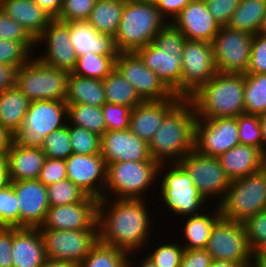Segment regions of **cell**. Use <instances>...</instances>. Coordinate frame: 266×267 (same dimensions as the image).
<instances>
[{"mask_svg":"<svg viewBox=\"0 0 266 267\" xmlns=\"http://www.w3.org/2000/svg\"><path fill=\"white\" fill-rule=\"evenodd\" d=\"M41 267H79V265L73 262L46 258Z\"/></svg>","mask_w":266,"mask_h":267,"instance_id":"cell-60","label":"cell"},{"mask_svg":"<svg viewBox=\"0 0 266 267\" xmlns=\"http://www.w3.org/2000/svg\"><path fill=\"white\" fill-rule=\"evenodd\" d=\"M97 0H63L56 19L63 22L87 21Z\"/></svg>","mask_w":266,"mask_h":267,"instance_id":"cell-46","label":"cell"},{"mask_svg":"<svg viewBox=\"0 0 266 267\" xmlns=\"http://www.w3.org/2000/svg\"><path fill=\"white\" fill-rule=\"evenodd\" d=\"M107 131L126 130L129 128L132 109L106 102L102 106Z\"/></svg>","mask_w":266,"mask_h":267,"instance_id":"cell-48","label":"cell"},{"mask_svg":"<svg viewBox=\"0 0 266 267\" xmlns=\"http://www.w3.org/2000/svg\"><path fill=\"white\" fill-rule=\"evenodd\" d=\"M0 39L22 42L28 49L36 42L15 20L0 9ZM31 46V47H30Z\"/></svg>","mask_w":266,"mask_h":267,"instance_id":"cell-49","label":"cell"},{"mask_svg":"<svg viewBox=\"0 0 266 267\" xmlns=\"http://www.w3.org/2000/svg\"><path fill=\"white\" fill-rule=\"evenodd\" d=\"M244 86L245 74L217 72L189 97L197 119L237 117L244 114Z\"/></svg>","mask_w":266,"mask_h":267,"instance_id":"cell-3","label":"cell"},{"mask_svg":"<svg viewBox=\"0 0 266 267\" xmlns=\"http://www.w3.org/2000/svg\"><path fill=\"white\" fill-rule=\"evenodd\" d=\"M253 35L221 25L211 42L217 72L246 74Z\"/></svg>","mask_w":266,"mask_h":267,"instance_id":"cell-11","label":"cell"},{"mask_svg":"<svg viewBox=\"0 0 266 267\" xmlns=\"http://www.w3.org/2000/svg\"><path fill=\"white\" fill-rule=\"evenodd\" d=\"M178 163L186 170L204 199L211 194L215 196L216 193L227 192L230 180L218 157L205 156L194 149Z\"/></svg>","mask_w":266,"mask_h":267,"instance_id":"cell-18","label":"cell"},{"mask_svg":"<svg viewBox=\"0 0 266 267\" xmlns=\"http://www.w3.org/2000/svg\"><path fill=\"white\" fill-rule=\"evenodd\" d=\"M172 23L187 40L212 42L220 24L209 13L204 0L189 3Z\"/></svg>","mask_w":266,"mask_h":267,"instance_id":"cell-23","label":"cell"},{"mask_svg":"<svg viewBox=\"0 0 266 267\" xmlns=\"http://www.w3.org/2000/svg\"><path fill=\"white\" fill-rule=\"evenodd\" d=\"M239 144L236 117L196 119L194 149L198 153L209 157H219Z\"/></svg>","mask_w":266,"mask_h":267,"instance_id":"cell-14","label":"cell"},{"mask_svg":"<svg viewBox=\"0 0 266 267\" xmlns=\"http://www.w3.org/2000/svg\"><path fill=\"white\" fill-rule=\"evenodd\" d=\"M154 251L148 258L156 267H179L185 249L174 244H165Z\"/></svg>","mask_w":266,"mask_h":267,"instance_id":"cell-50","label":"cell"},{"mask_svg":"<svg viewBox=\"0 0 266 267\" xmlns=\"http://www.w3.org/2000/svg\"><path fill=\"white\" fill-rule=\"evenodd\" d=\"M0 227L19 228V203L10 182L0 189Z\"/></svg>","mask_w":266,"mask_h":267,"instance_id":"cell-45","label":"cell"},{"mask_svg":"<svg viewBox=\"0 0 266 267\" xmlns=\"http://www.w3.org/2000/svg\"><path fill=\"white\" fill-rule=\"evenodd\" d=\"M73 153L94 155L101 152V136L79 126H68Z\"/></svg>","mask_w":266,"mask_h":267,"instance_id":"cell-41","label":"cell"},{"mask_svg":"<svg viewBox=\"0 0 266 267\" xmlns=\"http://www.w3.org/2000/svg\"><path fill=\"white\" fill-rule=\"evenodd\" d=\"M50 206L69 205L83 201L87 195L71 180L63 179L46 186Z\"/></svg>","mask_w":266,"mask_h":267,"instance_id":"cell-40","label":"cell"},{"mask_svg":"<svg viewBox=\"0 0 266 267\" xmlns=\"http://www.w3.org/2000/svg\"><path fill=\"white\" fill-rule=\"evenodd\" d=\"M0 9L36 41L53 19L33 0H0Z\"/></svg>","mask_w":266,"mask_h":267,"instance_id":"cell-29","label":"cell"},{"mask_svg":"<svg viewBox=\"0 0 266 267\" xmlns=\"http://www.w3.org/2000/svg\"><path fill=\"white\" fill-rule=\"evenodd\" d=\"M67 104L62 100L31 101L23 124L13 134V141L23 147L41 148L47 135L66 125Z\"/></svg>","mask_w":266,"mask_h":267,"instance_id":"cell-8","label":"cell"},{"mask_svg":"<svg viewBox=\"0 0 266 267\" xmlns=\"http://www.w3.org/2000/svg\"><path fill=\"white\" fill-rule=\"evenodd\" d=\"M47 39V55L39 60L43 63L72 73L77 63V54L71 44L70 22L52 19L36 42Z\"/></svg>","mask_w":266,"mask_h":267,"instance_id":"cell-20","label":"cell"},{"mask_svg":"<svg viewBox=\"0 0 266 267\" xmlns=\"http://www.w3.org/2000/svg\"><path fill=\"white\" fill-rule=\"evenodd\" d=\"M30 103L17 86L0 93V124L14 134L23 124Z\"/></svg>","mask_w":266,"mask_h":267,"instance_id":"cell-32","label":"cell"},{"mask_svg":"<svg viewBox=\"0 0 266 267\" xmlns=\"http://www.w3.org/2000/svg\"><path fill=\"white\" fill-rule=\"evenodd\" d=\"M258 257L264 262L266 263V249H264L259 255Z\"/></svg>","mask_w":266,"mask_h":267,"instance_id":"cell-67","label":"cell"},{"mask_svg":"<svg viewBox=\"0 0 266 267\" xmlns=\"http://www.w3.org/2000/svg\"><path fill=\"white\" fill-rule=\"evenodd\" d=\"M65 161L67 179L83 190L87 196L95 197L98 200L104 198L105 194L94 186L99 179L106 183L107 165L101 154L72 153Z\"/></svg>","mask_w":266,"mask_h":267,"instance_id":"cell-22","label":"cell"},{"mask_svg":"<svg viewBox=\"0 0 266 267\" xmlns=\"http://www.w3.org/2000/svg\"><path fill=\"white\" fill-rule=\"evenodd\" d=\"M29 50L22 42L0 39V63L9 64L15 68L28 62Z\"/></svg>","mask_w":266,"mask_h":267,"instance_id":"cell-47","label":"cell"},{"mask_svg":"<svg viewBox=\"0 0 266 267\" xmlns=\"http://www.w3.org/2000/svg\"><path fill=\"white\" fill-rule=\"evenodd\" d=\"M182 99L174 95L162 101H143L132 109L129 130L149 143L160 127L165 115Z\"/></svg>","mask_w":266,"mask_h":267,"instance_id":"cell-24","label":"cell"},{"mask_svg":"<svg viewBox=\"0 0 266 267\" xmlns=\"http://www.w3.org/2000/svg\"><path fill=\"white\" fill-rule=\"evenodd\" d=\"M253 259H255V263L249 267H266V263H264L258 256L253 257Z\"/></svg>","mask_w":266,"mask_h":267,"instance_id":"cell-65","label":"cell"},{"mask_svg":"<svg viewBox=\"0 0 266 267\" xmlns=\"http://www.w3.org/2000/svg\"><path fill=\"white\" fill-rule=\"evenodd\" d=\"M209 267H248L242 263H235L231 261L212 260Z\"/></svg>","mask_w":266,"mask_h":267,"instance_id":"cell-62","label":"cell"},{"mask_svg":"<svg viewBox=\"0 0 266 267\" xmlns=\"http://www.w3.org/2000/svg\"><path fill=\"white\" fill-rule=\"evenodd\" d=\"M245 113H266V73H246L244 86Z\"/></svg>","mask_w":266,"mask_h":267,"instance_id":"cell-35","label":"cell"},{"mask_svg":"<svg viewBox=\"0 0 266 267\" xmlns=\"http://www.w3.org/2000/svg\"><path fill=\"white\" fill-rule=\"evenodd\" d=\"M160 166L162 164L154 159L107 164L106 186L115 191L119 199H140V193L156 179Z\"/></svg>","mask_w":266,"mask_h":267,"instance_id":"cell-9","label":"cell"},{"mask_svg":"<svg viewBox=\"0 0 266 267\" xmlns=\"http://www.w3.org/2000/svg\"><path fill=\"white\" fill-rule=\"evenodd\" d=\"M205 250L212 260L242 263L248 267L251 265L249 259L254 255L247 241L243 222L222 217L214 224Z\"/></svg>","mask_w":266,"mask_h":267,"instance_id":"cell-10","label":"cell"},{"mask_svg":"<svg viewBox=\"0 0 266 267\" xmlns=\"http://www.w3.org/2000/svg\"><path fill=\"white\" fill-rule=\"evenodd\" d=\"M98 202L97 198L87 196L77 203L50 206L39 230H96Z\"/></svg>","mask_w":266,"mask_h":267,"instance_id":"cell-16","label":"cell"},{"mask_svg":"<svg viewBox=\"0 0 266 267\" xmlns=\"http://www.w3.org/2000/svg\"><path fill=\"white\" fill-rule=\"evenodd\" d=\"M211 255L205 249L185 250L179 267H209Z\"/></svg>","mask_w":266,"mask_h":267,"instance_id":"cell-55","label":"cell"},{"mask_svg":"<svg viewBox=\"0 0 266 267\" xmlns=\"http://www.w3.org/2000/svg\"><path fill=\"white\" fill-rule=\"evenodd\" d=\"M69 75V71L47 65L37 59L28 61L18 69L16 86L31 101H64Z\"/></svg>","mask_w":266,"mask_h":267,"instance_id":"cell-7","label":"cell"},{"mask_svg":"<svg viewBox=\"0 0 266 267\" xmlns=\"http://www.w3.org/2000/svg\"><path fill=\"white\" fill-rule=\"evenodd\" d=\"M5 160L9 181L36 180L46 155L41 148L23 147L12 141Z\"/></svg>","mask_w":266,"mask_h":267,"instance_id":"cell-26","label":"cell"},{"mask_svg":"<svg viewBox=\"0 0 266 267\" xmlns=\"http://www.w3.org/2000/svg\"><path fill=\"white\" fill-rule=\"evenodd\" d=\"M46 258L80 264L99 241L94 229L40 230Z\"/></svg>","mask_w":266,"mask_h":267,"instance_id":"cell-13","label":"cell"},{"mask_svg":"<svg viewBox=\"0 0 266 267\" xmlns=\"http://www.w3.org/2000/svg\"><path fill=\"white\" fill-rule=\"evenodd\" d=\"M126 251L98 241L79 267H127Z\"/></svg>","mask_w":266,"mask_h":267,"instance_id":"cell-39","label":"cell"},{"mask_svg":"<svg viewBox=\"0 0 266 267\" xmlns=\"http://www.w3.org/2000/svg\"><path fill=\"white\" fill-rule=\"evenodd\" d=\"M9 183L7 163L5 158H0V189Z\"/></svg>","mask_w":266,"mask_h":267,"instance_id":"cell-61","label":"cell"},{"mask_svg":"<svg viewBox=\"0 0 266 267\" xmlns=\"http://www.w3.org/2000/svg\"><path fill=\"white\" fill-rule=\"evenodd\" d=\"M105 198L98 202L99 241L129 253L142 246L149 230L144 202L141 199H117L104 217Z\"/></svg>","mask_w":266,"mask_h":267,"instance_id":"cell-1","label":"cell"},{"mask_svg":"<svg viewBox=\"0 0 266 267\" xmlns=\"http://www.w3.org/2000/svg\"><path fill=\"white\" fill-rule=\"evenodd\" d=\"M115 68L134 87L143 101H162L174 96L135 52H118Z\"/></svg>","mask_w":266,"mask_h":267,"instance_id":"cell-15","label":"cell"},{"mask_svg":"<svg viewBox=\"0 0 266 267\" xmlns=\"http://www.w3.org/2000/svg\"><path fill=\"white\" fill-rule=\"evenodd\" d=\"M124 0H97L87 22L99 33L114 37L121 21Z\"/></svg>","mask_w":266,"mask_h":267,"instance_id":"cell-33","label":"cell"},{"mask_svg":"<svg viewBox=\"0 0 266 267\" xmlns=\"http://www.w3.org/2000/svg\"><path fill=\"white\" fill-rule=\"evenodd\" d=\"M68 126L65 125L46 136L41 149L46 157L66 160L72 153Z\"/></svg>","mask_w":266,"mask_h":267,"instance_id":"cell-42","label":"cell"},{"mask_svg":"<svg viewBox=\"0 0 266 267\" xmlns=\"http://www.w3.org/2000/svg\"><path fill=\"white\" fill-rule=\"evenodd\" d=\"M247 241L255 256L266 249V210L247 218L244 222Z\"/></svg>","mask_w":266,"mask_h":267,"instance_id":"cell-44","label":"cell"},{"mask_svg":"<svg viewBox=\"0 0 266 267\" xmlns=\"http://www.w3.org/2000/svg\"><path fill=\"white\" fill-rule=\"evenodd\" d=\"M116 57L101 56L89 52L77 58L72 73L82 77L103 80L115 69Z\"/></svg>","mask_w":266,"mask_h":267,"instance_id":"cell-38","label":"cell"},{"mask_svg":"<svg viewBox=\"0 0 266 267\" xmlns=\"http://www.w3.org/2000/svg\"><path fill=\"white\" fill-rule=\"evenodd\" d=\"M71 44L77 56L94 53L101 56H117L114 37L96 31L87 21L70 22Z\"/></svg>","mask_w":266,"mask_h":267,"instance_id":"cell-28","label":"cell"},{"mask_svg":"<svg viewBox=\"0 0 266 267\" xmlns=\"http://www.w3.org/2000/svg\"><path fill=\"white\" fill-rule=\"evenodd\" d=\"M216 211L215 216L209 217L205 214L192 215L186 222L185 237L188 240V245L185 246V250L191 249H205L209 237L212 232V228L216 221L221 217L220 209Z\"/></svg>","mask_w":266,"mask_h":267,"instance_id":"cell-36","label":"cell"},{"mask_svg":"<svg viewBox=\"0 0 266 267\" xmlns=\"http://www.w3.org/2000/svg\"><path fill=\"white\" fill-rule=\"evenodd\" d=\"M101 156L106 165L124 161H150L149 144L129 129L106 131L101 136Z\"/></svg>","mask_w":266,"mask_h":267,"instance_id":"cell-21","label":"cell"},{"mask_svg":"<svg viewBox=\"0 0 266 267\" xmlns=\"http://www.w3.org/2000/svg\"><path fill=\"white\" fill-rule=\"evenodd\" d=\"M209 13L220 25H227L241 0H204Z\"/></svg>","mask_w":266,"mask_h":267,"instance_id":"cell-53","label":"cell"},{"mask_svg":"<svg viewBox=\"0 0 266 267\" xmlns=\"http://www.w3.org/2000/svg\"><path fill=\"white\" fill-rule=\"evenodd\" d=\"M246 73H266V32L253 35Z\"/></svg>","mask_w":266,"mask_h":267,"instance_id":"cell-51","label":"cell"},{"mask_svg":"<svg viewBox=\"0 0 266 267\" xmlns=\"http://www.w3.org/2000/svg\"><path fill=\"white\" fill-rule=\"evenodd\" d=\"M13 267H41L46 260L39 228L13 227Z\"/></svg>","mask_w":266,"mask_h":267,"instance_id":"cell-27","label":"cell"},{"mask_svg":"<svg viewBox=\"0 0 266 267\" xmlns=\"http://www.w3.org/2000/svg\"><path fill=\"white\" fill-rule=\"evenodd\" d=\"M43 11L50 15L53 19L57 18L61 8L63 0H33Z\"/></svg>","mask_w":266,"mask_h":267,"instance_id":"cell-58","label":"cell"},{"mask_svg":"<svg viewBox=\"0 0 266 267\" xmlns=\"http://www.w3.org/2000/svg\"><path fill=\"white\" fill-rule=\"evenodd\" d=\"M173 163V169L162 180L163 200L176 214L191 215L194 212L195 215L205 199L186 170L178 162Z\"/></svg>","mask_w":266,"mask_h":267,"instance_id":"cell-17","label":"cell"},{"mask_svg":"<svg viewBox=\"0 0 266 267\" xmlns=\"http://www.w3.org/2000/svg\"><path fill=\"white\" fill-rule=\"evenodd\" d=\"M265 24L266 0H241L227 25L256 35L264 32Z\"/></svg>","mask_w":266,"mask_h":267,"instance_id":"cell-31","label":"cell"},{"mask_svg":"<svg viewBox=\"0 0 266 267\" xmlns=\"http://www.w3.org/2000/svg\"><path fill=\"white\" fill-rule=\"evenodd\" d=\"M237 118L240 144L254 146L266 155L263 147L262 131L259 123V115L240 114Z\"/></svg>","mask_w":266,"mask_h":267,"instance_id":"cell-43","label":"cell"},{"mask_svg":"<svg viewBox=\"0 0 266 267\" xmlns=\"http://www.w3.org/2000/svg\"><path fill=\"white\" fill-rule=\"evenodd\" d=\"M67 116L74 125L102 136L106 131L102 107L88 104H67Z\"/></svg>","mask_w":266,"mask_h":267,"instance_id":"cell-37","label":"cell"},{"mask_svg":"<svg viewBox=\"0 0 266 267\" xmlns=\"http://www.w3.org/2000/svg\"><path fill=\"white\" fill-rule=\"evenodd\" d=\"M9 182L19 203V228H39L50 207L46 186L38 179Z\"/></svg>","mask_w":266,"mask_h":267,"instance_id":"cell-19","label":"cell"},{"mask_svg":"<svg viewBox=\"0 0 266 267\" xmlns=\"http://www.w3.org/2000/svg\"><path fill=\"white\" fill-rule=\"evenodd\" d=\"M155 3L125 2L119 27L114 35L118 52H135L153 43L155 35L166 25Z\"/></svg>","mask_w":266,"mask_h":267,"instance_id":"cell-5","label":"cell"},{"mask_svg":"<svg viewBox=\"0 0 266 267\" xmlns=\"http://www.w3.org/2000/svg\"><path fill=\"white\" fill-rule=\"evenodd\" d=\"M19 68L0 63V93L16 86V75Z\"/></svg>","mask_w":266,"mask_h":267,"instance_id":"cell-57","label":"cell"},{"mask_svg":"<svg viewBox=\"0 0 266 267\" xmlns=\"http://www.w3.org/2000/svg\"><path fill=\"white\" fill-rule=\"evenodd\" d=\"M195 0H156L155 5L164 17L165 13L174 16L173 19L191 2Z\"/></svg>","mask_w":266,"mask_h":267,"instance_id":"cell-56","label":"cell"},{"mask_svg":"<svg viewBox=\"0 0 266 267\" xmlns=\"http://www.w3.org/2000/svg\"><path fill=\"white\" fill-rule=\"evenodd\" d=\"M127 267H131L130 262H127ZM140 267H156V265L147 257Z\"/></svg>","mask_w":266,"mask_h":267,"instance_id":"cell-64","label":"cell"},{"mask_svg":"<svg viewBox=\"0 0 266 267\" xmlns=\"http://www.w3.org/2000/svg\"><path fill=\"white\" fill-rule=\"evenodd\" d=\"M218 159L230 181L243 178L266 166V155L260 149L243 144L232 147Z\"/></svg>","mask_w":266,"mask_h":267,"instance_id":"cell-25","label":"cell"},{"mask_svg":"<svg viewBox=\"0 0 266 267\" xmlns=\"http://www.w3.org/2000/svg\"><path fill=\"white\" fill-rule=\"evenodd\" d=\"M259 123L262 131L263 147L265 148L264 144H266V113L259 115Z\"/></svg>","mask_w":266,"mask_h":267,"instance_id":"cell-63","label":"cell"},{"mask_svg":"<svg viewBox=\"0 0 266 267\" xmlns=\"http://www.w3.org/2000/svg\"><path fill=\"white\" fill-rule=\"evenodd\" d=\"M221 217L244 222L266 210V166L243 178L230 181L219 204Z\"/></svg>","mask_w":266,"mask_h":267,"instance_id":"cell-6","label":"cell"},{"mask_svg":"<svg viewBox=\"0 0 266 267\" xmlns=\"http://www.w3.org/2000/svg\"><path fill=\"white\" fill-rule=\"evenodd\" d=\"M64 101L66 104H88L102 107L106 103L103 81L70 73Z\"/></svg>","mask_w":266,"mask_h":267,"instance_id":"cell-30","label":"cell"},{"mask_svg":"<svg viewBox=\"0 0 266 267\" xmlns=\"http://www.w3.org/2000/svg\"><path fill=\"white\" fill-rule=\"evenodd\" d=\"M125 2L155 3L156 0H124Z\"/></svg>","mask_w":266,"mask_h":267,"instance_id":"cell-66","label":"cell"},{"mask_svg":"<svg viewBox=\"0 0 266 267\" xmlns=\"http://www.w3.org/2000/svg\"><path fill=\"white\" fill-rule=\"evenodd\" d=\"M186 38L173 25L166 24L153 43L139 48L135 53L151 69L163 84L181 97L182 52Z\"/></svg>","mask_w":266,"mask_h":267,"instance_id":"cell-4","label":"cell"},{"mask_svg":"<svg viewBox=\"0 0 266 267\" xmlns=\"http://www.w3.org/2000/svg\"><path fill=\"white\" fill-rule=\"evenodd\" d=\"M102 81L106 102L124 105L131 109L143 102L134 87L116 68Z\"/></svg>","mask_w":266,"mask_h":267,"instance_id":"cell-34","label":"cell"},{"mask_svg":"<svg viewBox=\"0 0 266 267\" xmlns=\"http://www.w3.org/2000/svg\"><path fill=\"white\" fill-rule=\"evenodd\" d=\"M196 119L193 103L189 98H182L165 115L160 127L148 143L152 159L162 163L163 158L178 156L174 160L178 162L193 151Z\"/></svg>","mask_w":266,"mask_h":267,"instance_id":"cell-2","label":"cell"},{"mask_svg":"<svg viewBox=\"0 0 266 267\" xmlns=\"http://www.w3.org/2000/svg\"><path fill=\"white\" fill-rule=\"evenodd\" d=\"M13 141V134L0 124V158H5Z\"/></svg>","mask_w":266,"mask_h":267,"instance_id":"cell-59","label":"cell"},{"mask_svg":"<svg viewBox=\"0 0 266 267\" xmlns=\"http://www.w3.org/2000/svg\"><path fill=\"white\" fill-rule=\"evenodd\" d=\"M67 179L66 161L46 157L38 180L45 186Z\"/></svg>","mask_w":266,"mask_h":267,"instance_id":"cell-52","label":"cell"},{"mask_svg":"<svg viewBox=\"0 0 266 267\" xmlns=\"http://www.w3.org/2000/svg\"><path fill=\"white\" fill-rule=\"evenodd\" d=\"M13 227H0V267H13Z\"/></svg>","mask_w":266,"mask_h":267,"instance_id":"cell-54","label":"cell"},{"mask_svg":"<svg viewBox=\"0 0 266 267\" xmlns=\"http://www.w3.org/2000/svg\"><path fill=\"white\" fill-rule=\"evenodd\" d=\"M216 73L212 43L186 40L182 52L181 97L189 98Z\"/></svg>","mask_w":266,"mask_h":267,"instance_id":"cell-12","label":"cell"}]
</instances>
